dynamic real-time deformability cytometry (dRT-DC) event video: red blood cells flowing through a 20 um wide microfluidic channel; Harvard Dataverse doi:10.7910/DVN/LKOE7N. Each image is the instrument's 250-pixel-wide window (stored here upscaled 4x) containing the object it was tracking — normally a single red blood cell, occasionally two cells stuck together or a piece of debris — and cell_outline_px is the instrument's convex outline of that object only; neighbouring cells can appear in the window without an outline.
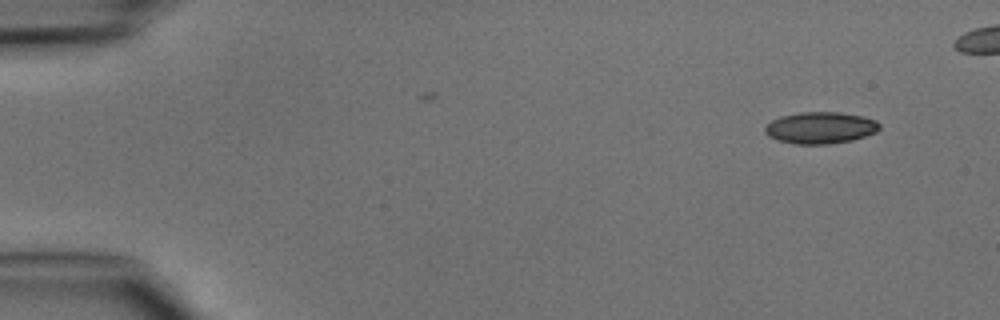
{"species": "common noctule bat (a hibernating species)", "species_latin": "Nyctalus noctula", "temperature_condition": "cold", "stored_images_in_passage": 24, "camera_frame_rate_fps": 3000, "um_per_image_px": 0.085, "animal": {"sex": "male", "body_mass_g": 15.6}, "frame": {"image": 1, "passage_image": 1, "time_ms": 0.0, "image_size_px": [1000, 320], "cell_outline_px": [[880, 128], [876, 132], [852, 140], [828, 144], [796, 144], [776, 140], [768, 136], [764, 132], [764, 128], [772, 120], [780, 116], [800, 112], [840, 112], [860, 116], [876, 120], [880, 124]], "centroid_in_image_um": [69.71, 10.86], "position_along_channel_um": 15.3, "area_um2": 21.15}}
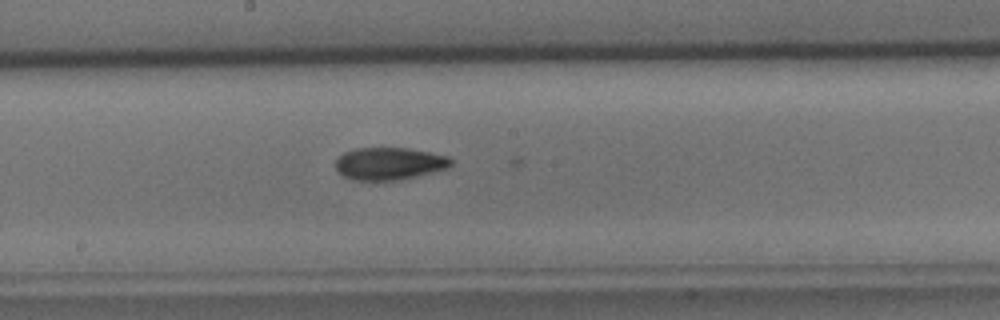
{"frame": {"image": 2, "passage_image": 23, "time_ms": 7.333, "image_size_px": [1000, 320], "cell_outline_px": [[452, 164], [448, 168], [416, 176], [392, 180], [352, 180], [344, 176], [336, 168], [336, 160], [344, 152], [352, 148], [408, 148], [448, 156], [452, 160]], "centroid_in_image_um": [33.08, 13.89], "position_along_channel_um": 215.1, "area_um2": 21.62}}